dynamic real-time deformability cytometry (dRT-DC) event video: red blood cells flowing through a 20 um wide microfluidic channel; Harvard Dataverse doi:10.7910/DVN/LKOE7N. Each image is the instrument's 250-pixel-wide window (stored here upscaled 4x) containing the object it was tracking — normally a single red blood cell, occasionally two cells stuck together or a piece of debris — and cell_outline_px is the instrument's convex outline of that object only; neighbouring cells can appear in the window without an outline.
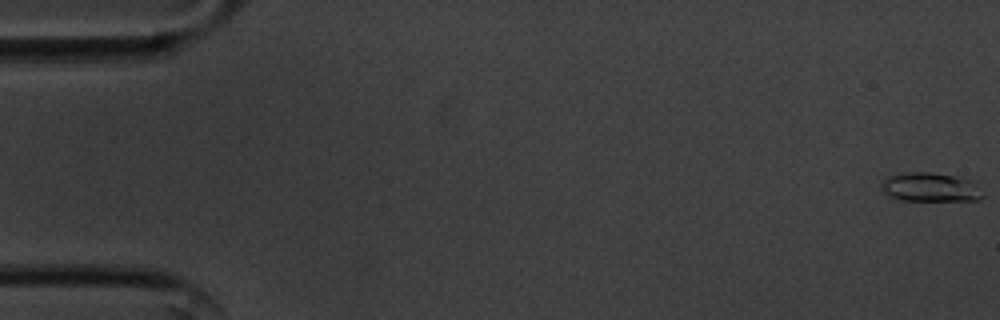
{"species": "common noctule bat (a hibernating species)", "species_latin": "Nyctalus noctula", "temperature_condition": "cold", "stored_images_in_passage": 56, "camera_frame_rate_fps": 3000, "um_per_image_px": 0.085, "animal": {"sex": "male", "body_mass_g": 20.1, "forearm_length_mm": 53.5}, "frame": {"image": 1, "passage_image": 1, "time_ms": 0.0, "image_size_px": [1000, 320], "cell_outline_px": [[984, 196], [980, 200], [900, 200], [888, 196], [880, 192], [880, 184], [888, 176], [912, 172], [932, 172], [972, 180]], "centroid_in_image_um": [79.02, 15.92], "position_along_channel_um": 6.0, "area_um2": 17.11}}
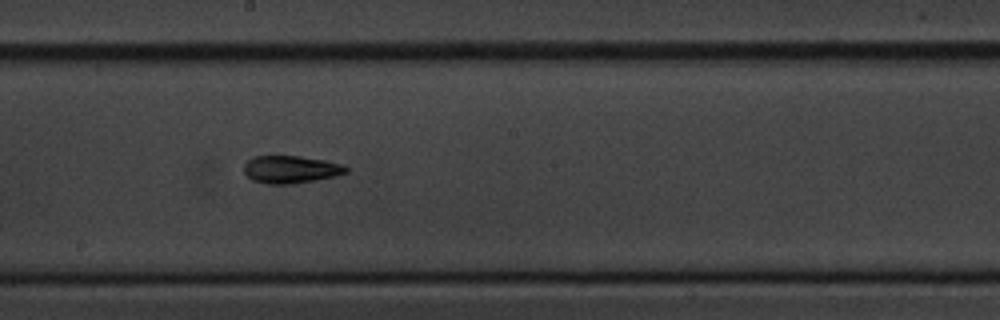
{"frame": {"image": 2, "passage_image": 31, "time_ms": 10.0, "image_size_px": [1000, 320], "cell_outline_px": [[348, 172], [336, 176], [316, 180], [292, 184], [268, 184], [252, 180], [244, 172], [244, 164], [252, 156], [300, 156], [324, 160], [344, 164], [348, 168]], "centroid_in_image_um": [24.73, 14.4], "position_along_channel_um": 223.5, "area_um2": 16.53}}
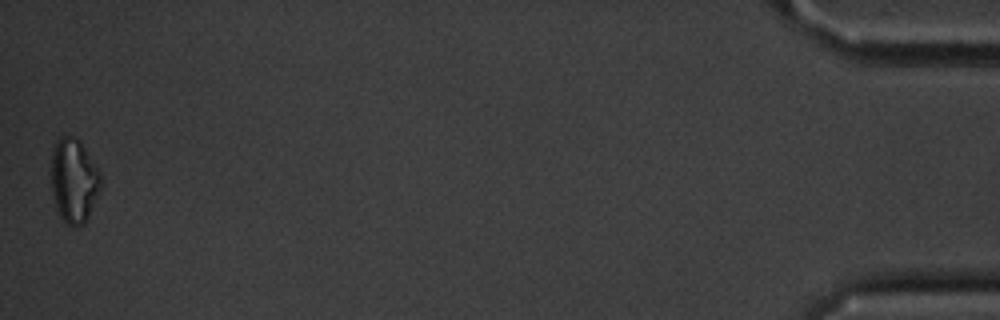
{"frame": {"image": 3, "passage_image": 56, "time_ms": 18.333, "image_size_px": [1000, 320], "cell_outline_px": [[104, 188], [84, 224], [76, 228], [72, 228], [60, 216], [52, 192], [52, 148], [56, 140], [60, 136], [72, 136], [80, 140], [100, 172]], "centroid_in_image_um": [6.33, 15.36], "position_along_channel_um": 428.9, "area_um2": 24.8}, "authors_computed_cell_mechanics": {"area_um2": 16.0106, "velocity_mm_per_s": 3.5861, "shape_relaxation_time_tau1_ms": 3.8974, "shape_relaxation_time_tau2_ms": 5.3075, "deformation_change_tau1": 0.1546, "deformation_change_tau2": 0.1554}}